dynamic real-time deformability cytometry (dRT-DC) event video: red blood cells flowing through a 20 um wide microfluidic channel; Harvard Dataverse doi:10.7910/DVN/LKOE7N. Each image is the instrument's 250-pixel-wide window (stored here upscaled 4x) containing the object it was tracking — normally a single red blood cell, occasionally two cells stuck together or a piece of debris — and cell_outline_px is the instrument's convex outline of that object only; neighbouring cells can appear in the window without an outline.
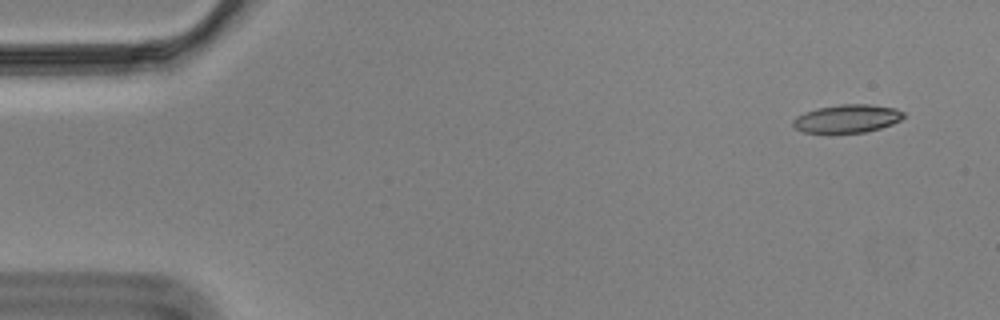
{"species": "Egyptian fruit bat (a non-hibernating species)", "species_latin": "Rousettus aegyptiacus", "temperature_condition": "cold", "stored_images_in_passage": 56, "camera_frame_rate_fps": 3000, "um_per_image_px": 0.085, "animal": {"sex": "male"}, "frame": {"image": 1, "passage_image": 3, "time_ms": 0.667, "image_size_px": [1000, 320], "cell_outline_px": [[904, 116], [900, 120], [892, 124], [880, 128], [864, 132], [804, 132], [796, 128], [792, 124], [792, 120], [796, 116], [804, 112], [816, 108], [840, 104], [868, 104], [896, 108], [904, 112]], "centroid_in_image_um": [72.0, 10.06], "position_along_channel_um": 13.0, "area_um2": 18.03}}
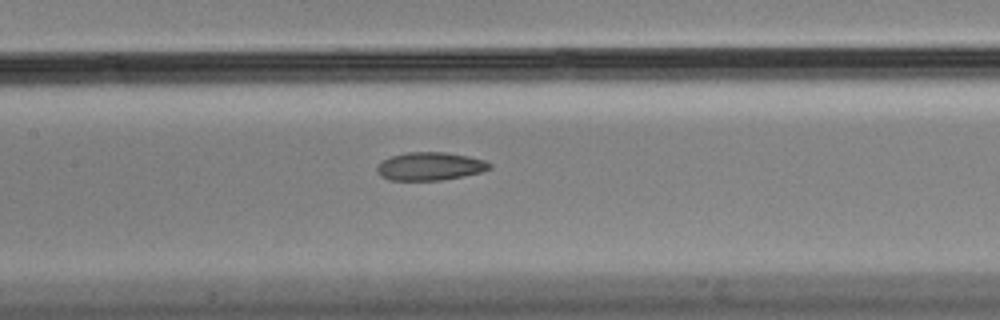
{"frame": {"image": 2, "passage_image": 26, "time_ms": 8.333, "image_size_px": [1000, 320], "cell_outline_px": [[492, 168], [480, 172], [464, 176], [440, 180], [388, 180], [380, 176], [376, 168], [384, 160], [392, 156], [408, 152], [444, 152], [468, 156], [484, 160], [492, 164]], "centroid_in_image_um": [36.57, 14.14], "position_along_channel_um": 170.8, "area_um2": 18.32}}
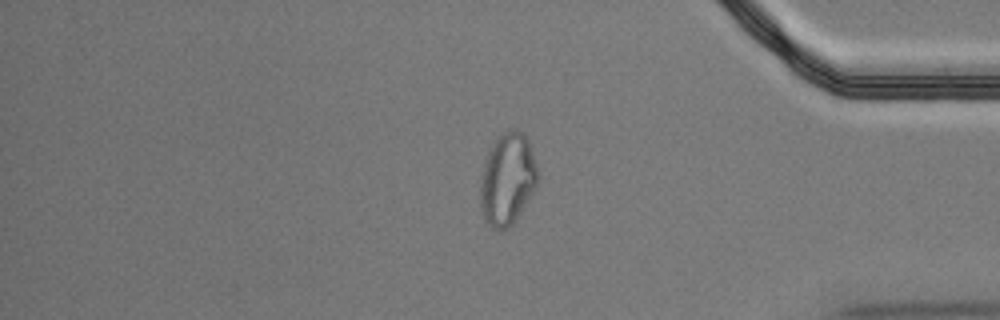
{"frame": {"image": 3, "passage_image": 47, "time_ms": 15.333, "image_size_px": [1000, 320], "cell_outline_px": [[540, 176], [536, 188], [512, 224], [508, 228], [500, 232], [492, 228], [484, 220], [480, 212], [480, 176], [484, 160], [492, 140], [508, 128], [516, 128], [528, 140]], "centroid_in_image_um": [43.1, 15.22], "position_along_channel_um": 392.1, "area_um2": 31.56}, "authors_computed_cell_mechanics": {"area_um2": 19.2474, "velocity_mm_per_s": 3.4991, "shape_relaxation_time_tau1_ms": null, "shape_relaxation_time_tau2_ms": 3.8168, "deformation_change_tau1": null, "deformation_change_tau2": 0.0911}}